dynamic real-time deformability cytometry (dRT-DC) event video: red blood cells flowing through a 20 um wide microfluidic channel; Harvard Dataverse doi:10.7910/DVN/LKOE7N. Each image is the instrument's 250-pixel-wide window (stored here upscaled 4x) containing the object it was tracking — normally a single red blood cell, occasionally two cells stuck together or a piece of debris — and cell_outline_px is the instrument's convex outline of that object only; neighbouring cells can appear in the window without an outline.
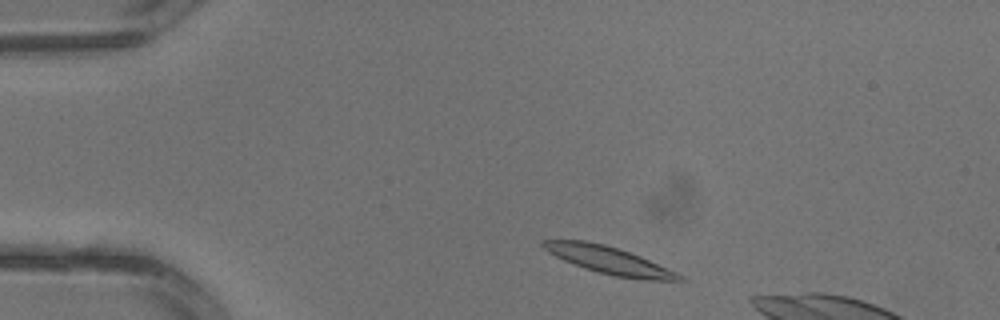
{"species": "common noctule bat (a hibernating species)", "species_latin": "Nyctalus noctula", "temperature_condition": "warm", "stored_images_in_passage": 2, "camera_frame_rate_fps": 3000, "um_per_image_px": 0.085, "animal": {"sex": "male", "body_mass_g": 13.3}, "frame": {"image": 1, "passage_image": 1, "time_ms": 0.0, "image_size_px": [1000, 320], "cell_outline_px": [[684, 280], [648, 280], [616, 276], [584, 268], [564, 260], [548, 252], [540, 244], [540, 240], [588, 240], [604, 244], [640, 256], [676, 272]], "centroid_in_image_um": [51.7, 22.1], "position_along_channel_um": 33.3, "area_um2": 21.21}}